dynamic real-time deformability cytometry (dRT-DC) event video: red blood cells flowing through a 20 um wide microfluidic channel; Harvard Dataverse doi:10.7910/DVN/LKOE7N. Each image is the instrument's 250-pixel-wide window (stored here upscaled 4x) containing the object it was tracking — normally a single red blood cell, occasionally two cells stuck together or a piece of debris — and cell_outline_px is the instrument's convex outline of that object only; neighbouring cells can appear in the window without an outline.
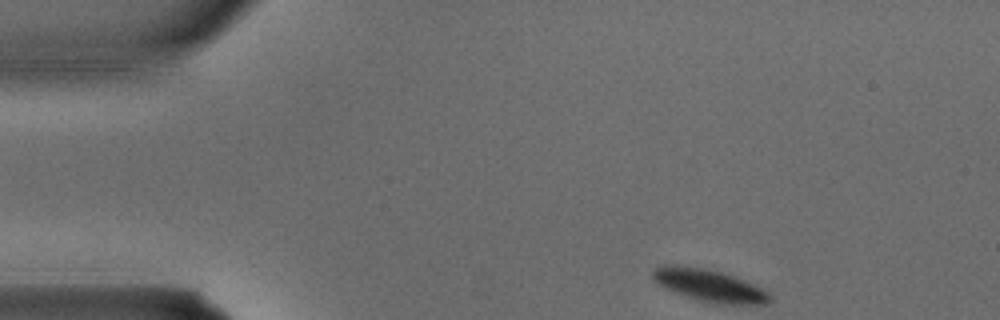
{"species": "common noctule bat (a hibernating species)", "species_latin": "Nyctalus noctula", "temperature_condition": "warm", "stored_images_in_passage": 2, "camera_frame_rate_fps": 3000, "um_per_image_px": 0.085, "animal": {"sex": "male", "body_mass_g": 15.6}, "frame": {"image": 1, "passage_image": 1, "time_ms": 0.0, "image_size_px": [1000, 320], "cell_outline_px": [[772, 300], [768, 304], [716, 304], [696, 300], [672, 292], [656, 284], [652, 276], [652, 272], [656, 268], [664, 264], [672, 264], [700, 268], [720, 272], [732, 276], [752, 284], [768, 292], [772, 296]], "centroid_in_image_um": [60.24, 24.29], "position_along_channel_um": 24.8, "area_um2": 22.02}}